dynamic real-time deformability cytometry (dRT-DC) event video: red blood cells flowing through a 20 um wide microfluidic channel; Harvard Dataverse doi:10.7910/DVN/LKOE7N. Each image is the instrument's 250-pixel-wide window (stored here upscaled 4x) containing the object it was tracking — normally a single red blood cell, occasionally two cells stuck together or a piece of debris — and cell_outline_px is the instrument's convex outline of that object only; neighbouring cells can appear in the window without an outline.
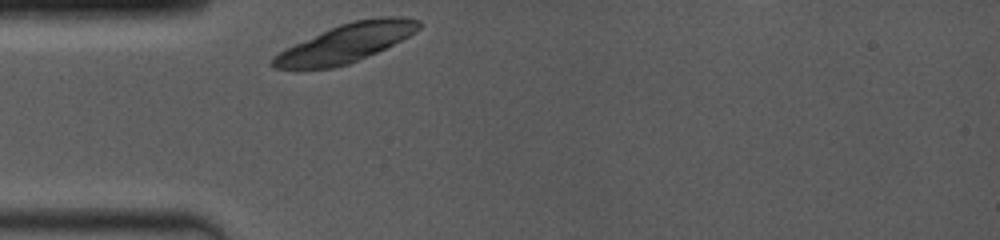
{"species": "common noctule bat (a hibernating species)", "species_latin": "Nyctalus noctula", "temperature_condition": "room temperature", "stored_images_in_passage": 2, "camera_frame_rate_fps": 4000, "um_per_image_px": 0.085, "animal": {"sex": "female", "body_mass_g": 19.0, "forearm_length_mm": 53.3}, "frame": {"image": 1, "passage_image": 1, "time_ms": 0.0, "image_size_px": [1000, 240], "cell_outline_px": [[420, 28], [416, 32], [376, 52], [348, 64], [332, 68], [300, 72], [276, 68], [268, 64], [272, 56], [296, 44], [340, 24], [352, 20], [380, 16], [400, 16], [420, 20]], "centroid_in_image_um": [29.34, 3.7], "position_along_channel_um": 55.7, "area_um2": 32.83}}